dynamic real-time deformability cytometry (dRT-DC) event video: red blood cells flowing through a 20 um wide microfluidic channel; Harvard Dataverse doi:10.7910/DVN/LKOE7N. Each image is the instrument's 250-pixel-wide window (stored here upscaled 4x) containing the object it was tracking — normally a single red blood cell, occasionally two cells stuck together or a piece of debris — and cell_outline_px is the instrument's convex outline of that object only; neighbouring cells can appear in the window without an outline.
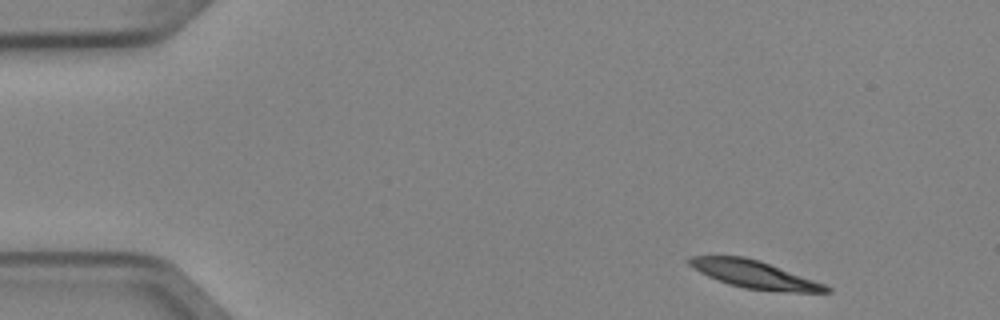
{"species": "Egyptian fruit bat (a non-hibernating species)", "species_latin": "Rousettus aegyptiacus", "temperature_condition": "cold", "stored_images_in_passage": 4, "camera_frame_rate_fps": 3000, "um_per_image_px": 0.085, "animal": {"sex": "female"}, "frame": {"image": 1, "passage_image": 1, "time_ms": 0.0, "image_size_px": [1000, 320], "cell_outline_px": [[832, 292], [792, 292], [744, 288], [728, 284], [708, 276], [700, 272], [688, 264], [684, 260], [688, 256], [744, 256], [760, 260], [824, 284], [832, 288]], "centroid_in_image_um": [64.09, 23.31], "position_along_channel_um": 20.9, "area_um2": 21.96}}